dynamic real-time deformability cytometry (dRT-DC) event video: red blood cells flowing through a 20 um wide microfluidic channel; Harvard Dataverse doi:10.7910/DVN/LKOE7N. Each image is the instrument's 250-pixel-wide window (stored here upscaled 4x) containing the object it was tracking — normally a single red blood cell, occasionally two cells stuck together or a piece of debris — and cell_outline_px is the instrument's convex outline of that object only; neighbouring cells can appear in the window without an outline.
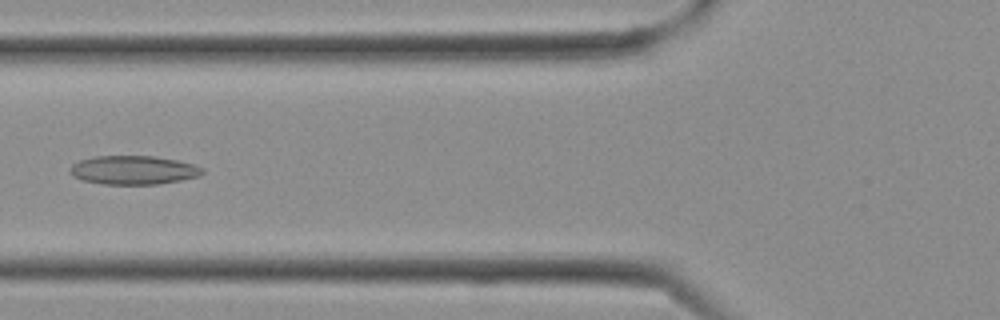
{"species": "Egyptian fruit bat (a non-hibernating species)", "species_latin": "Rousettus aegyptiacus", "temperature_condition": "cold", "stored_images_in_passage": 29, "camera_frame_rate_fps": 3000, "um_per_image_px": 0.085, "frame": {"image": 1, "passage_image": 11, "time_ms": 3.333, "image_size_px": [1000, 320], "cell_outline_px": [[204, 172], [200, 176], [180, 180], [156, 184], [104, 184], [84, 180], [72, 176], [68, 172], [68, 168], [72, 164], [80, 160], [96, 156], [152, 156], [176, 160], [196, 164], [204, 168]], "centroid_in_image_um": [11.34, 14.45], "position_along_channel_um": 114.5, "area_um2": 22.25}}
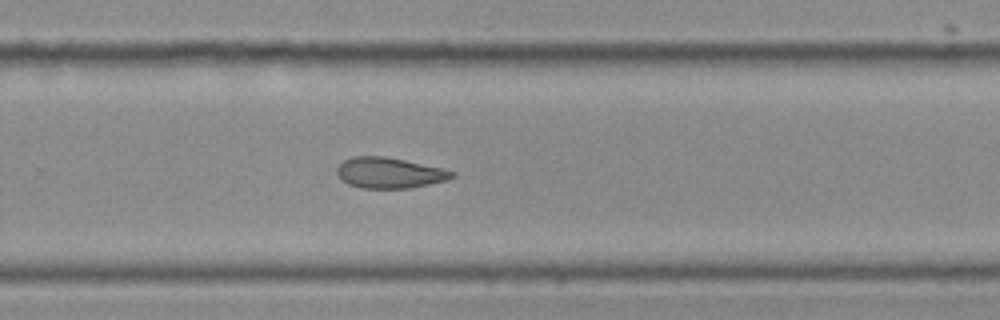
{"frame": {"image": 2, "passage_image": 19, "time_ms": 6.0, "image_size_px": [1000, 320], "cell_outline_px": [[456, 176], [448, 180], [408, 188], [364, 188], [348, 184], [336, 172], [336, 168], [344, 160], [352, 156], [384, 156], [404, 160], [440, 168], [456, 172]], "centroid_in_image_um": [33.1, 14.69], "position_along_channel_um": 296.7, "area_um2": 20.35}}
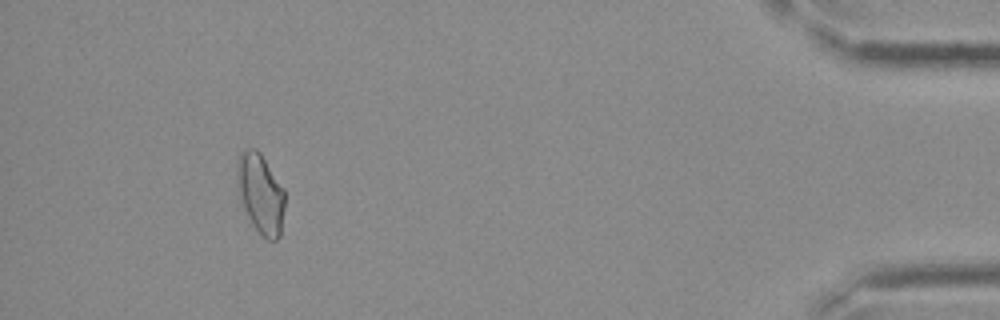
{"frame": {"image": 3, "passage_image": 27, "time_ms": 8.667, "image_size_px": [1000, 320], "cell_outline_px": [[284, 208], [280, 236], [276, 240], [268, 240], [252, 224], [240, 200], [236, 188], [236, 160], [240, 152], [244, 148], [256, 148], [260, 152], [284, 188]], "centroid_in_image_um": [22.11, 16.39], "position_along_channel_um": 413.1, "area_um2": 22.48}}